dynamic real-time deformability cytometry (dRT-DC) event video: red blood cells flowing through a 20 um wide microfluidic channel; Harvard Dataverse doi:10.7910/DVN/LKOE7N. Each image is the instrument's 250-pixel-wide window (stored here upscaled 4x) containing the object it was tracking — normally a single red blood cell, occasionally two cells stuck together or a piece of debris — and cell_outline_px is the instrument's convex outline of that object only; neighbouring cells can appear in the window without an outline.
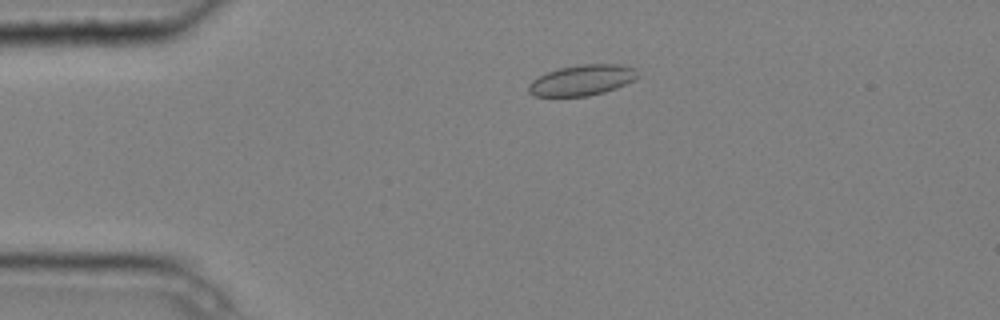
{"species": "common noctule bat (a hibernating species)", "species_latin": "Nyctalus noctula", "temperature_condition": "cold", "stored_images_in_passage": 4, "camera_frame_rate_fps": 3000, "um_per_image_px": 0.085, "animal": {"sex": "male", "body_mass_g": 20.4}, "frame": {"image": 1, "passage_image": 3, "time_ms": 0.667, "image_size_px": [1000, 320], "cell_outline_px": [[640, 76], [616, 88], [604, 92], [588, 96], [536, 96], [528, 92], [528, 84], [532, 80], [548, 72], [560, 68], [580, 64], [620, 64], [636, 68]], "centroid_in_image_um": [49.49, 6.81], "position_along_channel_um": 35.5, "area_um2": 19.42}}